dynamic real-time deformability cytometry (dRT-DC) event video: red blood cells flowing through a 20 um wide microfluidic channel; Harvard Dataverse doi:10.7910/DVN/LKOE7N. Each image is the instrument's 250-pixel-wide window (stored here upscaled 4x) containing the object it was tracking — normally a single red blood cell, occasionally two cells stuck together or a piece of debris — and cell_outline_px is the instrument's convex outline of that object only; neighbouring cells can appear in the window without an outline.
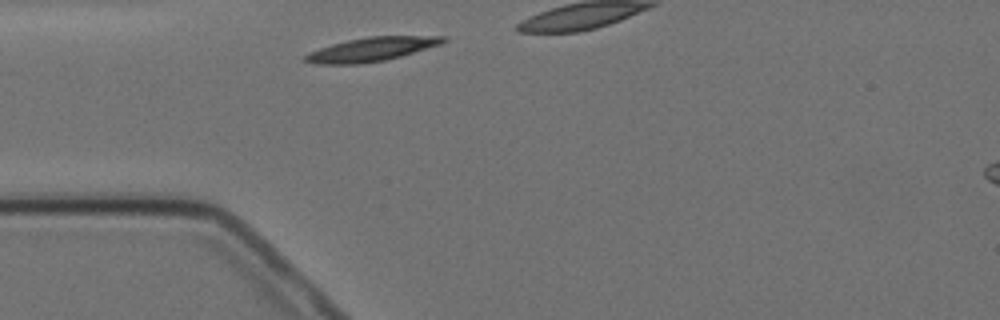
{"species": "Egyptian fruit bat (a non-hibernating species)", "species_latin": "Rousettus aegyptiacus", "temperature_condition": "cold", "stored_images_in_passage": 3, "segment_of_instrument_passage": [1, 2], "camera_frame_rate_fps": 3000, "um_per_image_px": 0.085, "animal": {"sex": "female"}, "frame": {"image": 1, "passage_image": 1, "time_ms": 0.0, "image_size_px": [1000, 320], "cell_outline_px": [[448, 40], [444, 44], [400, 56], [384, 60], [356, 64], [316, 64], [304, 60], [304, 56], [320, 48], [332, 44], [348, 40], [368, 36], [448, 36]], "centroid_in_image_um": [31.66, 4.18], "position_along_channel_um": 53.3, "area_um2": 19.07}}